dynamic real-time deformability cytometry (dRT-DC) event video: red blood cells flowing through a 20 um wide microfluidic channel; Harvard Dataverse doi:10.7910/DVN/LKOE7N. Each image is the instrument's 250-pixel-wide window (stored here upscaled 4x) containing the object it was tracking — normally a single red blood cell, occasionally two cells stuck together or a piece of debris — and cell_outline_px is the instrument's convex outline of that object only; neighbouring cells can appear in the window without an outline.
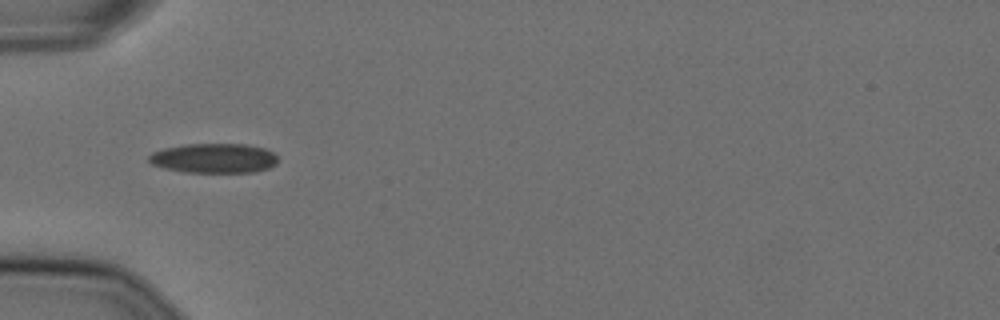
{"species": "Egyptian fruit bat (a non-hibernating species)", "species_latin": "Rousettus aegyptiacus", "temperature_condition": "cold", "stored_images_in_passage": 5, "camera_frame_rate_fps": 3000, "um_per_image_px": 0.085, "animal": {"sex": "female"}, "frame": {"image": 1, "passage_image": 1, "time_ms": 0.0, "image_size_px": [1000, 320], "cell_outline_px": [[276, 164], [268, 168], [256, 172], [184, 172], [164, 168], [152, 164], [148, 160], [148, 156], [152, 152], [164, 148], [184, 144], [244, 144], [264, 148], [272, 152], [276, 156]], "centroid_in_image_um": [18.16, 13.45], "position_along_channel_um": 66.8, "area_um2": 22.25}}